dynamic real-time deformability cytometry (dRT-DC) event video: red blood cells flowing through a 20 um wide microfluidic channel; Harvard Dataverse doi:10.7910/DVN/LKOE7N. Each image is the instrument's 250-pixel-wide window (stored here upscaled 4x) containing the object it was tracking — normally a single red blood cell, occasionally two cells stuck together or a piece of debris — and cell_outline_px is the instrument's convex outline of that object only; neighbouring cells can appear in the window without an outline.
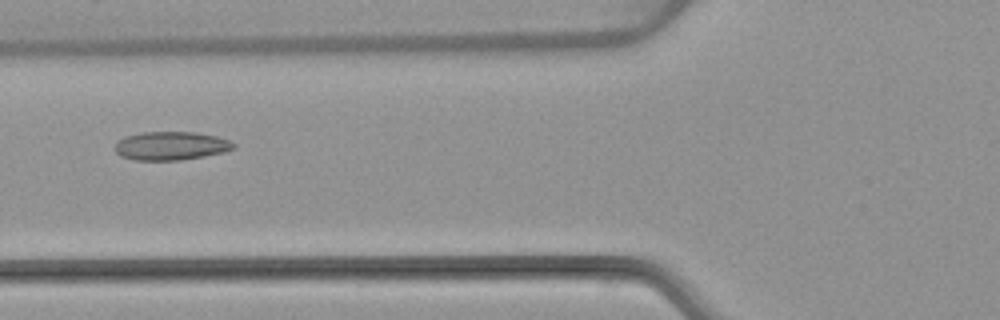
{"species": "common noctule bat (a hibernating species)", "species_latin": "Nyctalus noctula", "temperature_condition": "warm", "stored_images_in_passage": 5, "camera_frame_rate_fps": 3000, "um_per_image_px": 0.085, "animal": {"sex": "female", "body_mass_g": 22.7, "forearm_length_mm": 54.2}, "frame": {"image": 1, "passage_image": 5, "time_ms": 5.0, "image_size_px": [1000, 320], "cell_outline_px": [[236, 148], [224, 152], [204, 156], [180, 160], [136, 160], [120, 156], [116, 152], [116, 144], [124, 136], [144, 132], [196, 132], [216, 136], [228, 140], [236, 144]], "centroid_in_image_um": [14.56, 12.39], "position_along_channel_um": 111.2, "area_um2": 19.65}}